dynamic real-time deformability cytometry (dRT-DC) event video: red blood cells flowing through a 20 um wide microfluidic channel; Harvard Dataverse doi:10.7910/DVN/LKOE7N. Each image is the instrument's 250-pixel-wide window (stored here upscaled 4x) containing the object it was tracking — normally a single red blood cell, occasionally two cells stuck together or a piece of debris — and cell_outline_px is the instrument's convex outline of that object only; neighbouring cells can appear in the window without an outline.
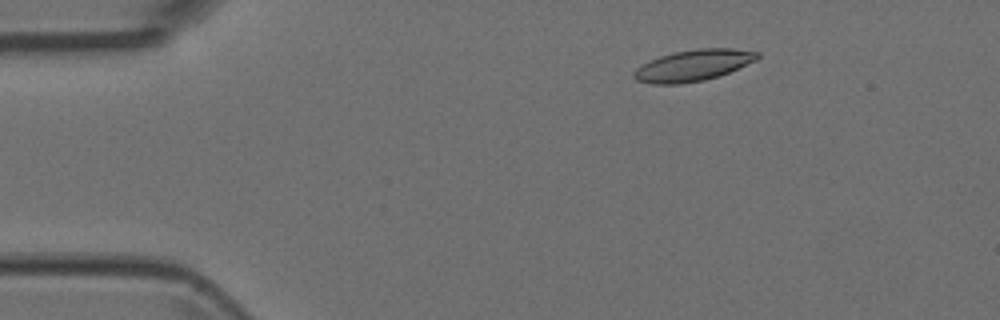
{"species": "Egyptian fruit bat (a non-hibernating species)", "species_latin": "Rousettus aegyptiacus", "temperature_condition": "room temperature", "stored_images_in_passage": 5, "camera_frame_rate_fps": 3000, "um_per_image_px": 0.085, "animal": {"sex": "female"}, "frame": {"image": 1, "passage_image": 3, "time_ms": 0.667, "image_size_px": [1000, 320], "cell_outline_px": [[760, 56], [756, 60], [728, 72], [704, 80], [680, 84], [652, 84], [636, 80], [632, 76], [632, 72], [636, 68], [660, 56], [672, 52], [696, 48], [732, 48], [760, 52]], "centroid_in_image_um": [58.9, 5.55], "position_along_channel_um": 26.1, "area_um2": 22.43}}
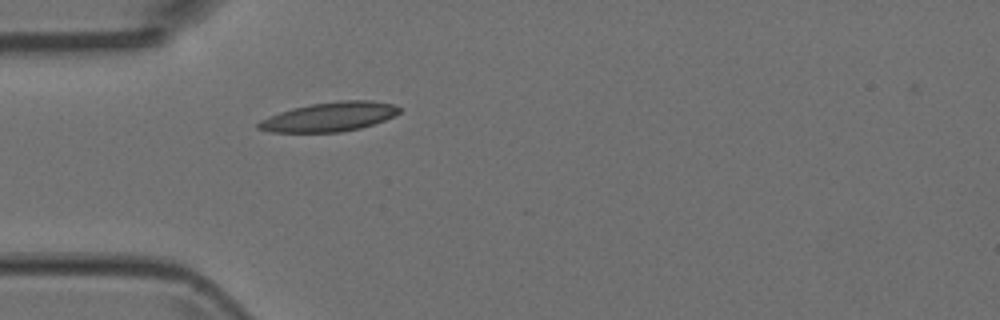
{"frame": {"image": 2, "passage_image": 5, "time_ms": 1.333, "image_size_px": [1000, 320], "cell_outline_px": [[400, 112], [384, 120], [360, 128], [340, 132], [272, 132], [256, 128], [256, 124], [260, 120], [280, 112], [292, 108], [312, 104], [340, 100], [372, 100], [392, 104], [400, 108]], "centroid_in_image_um": [27.98, 9.93], "position_along_channel_um": 57.0, "area_um2": 23.81}}